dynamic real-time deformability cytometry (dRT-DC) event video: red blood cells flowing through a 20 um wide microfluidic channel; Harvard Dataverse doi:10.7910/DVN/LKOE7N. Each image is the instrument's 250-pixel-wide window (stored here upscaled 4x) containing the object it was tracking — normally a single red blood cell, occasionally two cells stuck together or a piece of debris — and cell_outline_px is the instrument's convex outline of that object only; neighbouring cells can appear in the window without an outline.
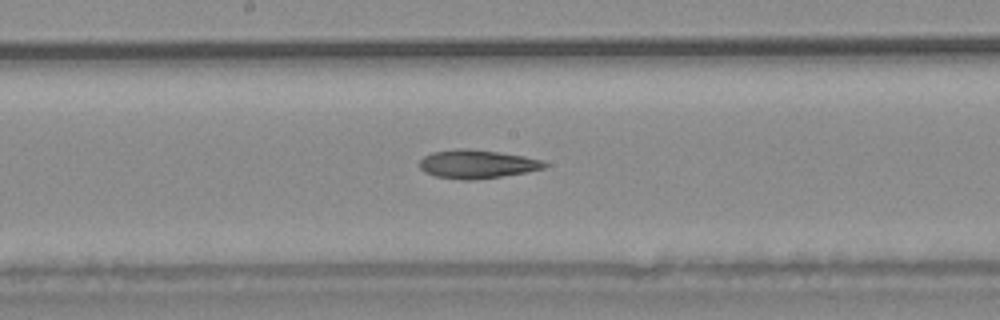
{"species": "common noctule bat (a hibernating species)", "species_latin": "Nyctalus noctula", "temperature_condition": "warm", "stored_images_in_passage": 34, "camera_frame_rate_fps": 3000, "um_per_image_px": 0.085, "animal": {"sex": "male", "body_mass_g": 20.4}, "frame": {"image": 1, "passage_image": 20, "time_ms": 6.333, "image_size_px": [1000, 320], "cell_outline_px": [[548, 164], [544, 168], [524, 172], [500, 176], [472, 180], [464, 180], [436, 176], [424, 172], [420, 168], [420, 160], [424, 156], [432, 152], [460, 148], [464, 148], [496, 152], [524, 156], [540, 160]], "centroid_in_image_um": [40.5, 13.95], "position_along_channel_um": 207.7, "area_um2": 20.4}}
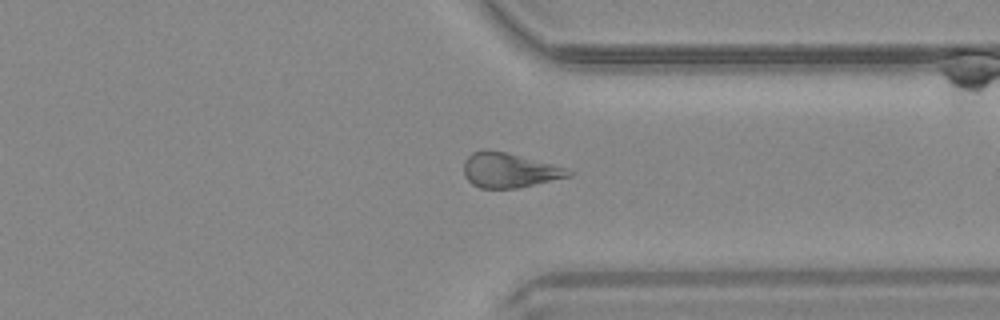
{"frame": {"image": 2, "passage_image": 29, "time_ms": 9.333, "image_size_px": [1000, 320], "cell_outline_px": [[572, 176], [516, 188], [480, 188], [472, 184], [464, 176], [464, 160], [472, 152], [504, 152], [568, 168], [572, 172]], "centroid_in_image_um": [43.29, 14.5], "position_along_channel_um": 368.1, "area_um2": 20.63}}